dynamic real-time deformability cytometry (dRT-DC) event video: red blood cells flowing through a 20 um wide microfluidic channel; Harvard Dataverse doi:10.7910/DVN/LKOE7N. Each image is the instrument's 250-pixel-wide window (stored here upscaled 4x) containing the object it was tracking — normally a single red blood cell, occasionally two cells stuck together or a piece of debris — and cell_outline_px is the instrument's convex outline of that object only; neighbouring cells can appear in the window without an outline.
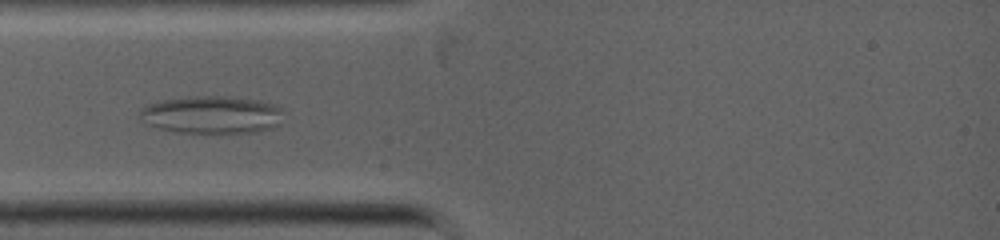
{"species": "common noctule bat (a hibernating species)", "species_latin": "Nyctalus noctula", "temperature_condition": "warm", "stored_images_in_passage": 44, "camera_frame_rate_fps": 5000, "um_per_image_px": 0.085, "animal": {"sex": "female", "body_mass_g": 19.0, "forearm_length_mm": 53.3}, "frame": {"image": 1, "passage_image": 5, "time_ms": 2.0, "image_size_px": [1000, 240], "cell_outline_px": [[280, 124], [268, 128], [252, 132], [216, 136], [176, 132], [144, 124], [140, 120], [140, 108], [148, 104], [164, 100], [188, 96], [228, 96], [260, 100], [276, 104], [280, 108]], "centroid_in_image_um": [17.96, 9.79], "position_along_channel_um": 67.0, "area_um2": 32.48}}
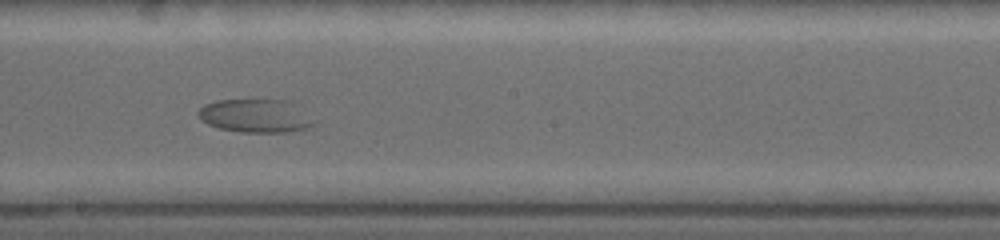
{"frame": {"image": 2, "passage_image": 20, "time_ms": 5.6, "image_size_px": [1000, 240], "cell_outline_px": [[320, 120], [316, 124], [308, 128], [288, 132], [240, 132], [220, 128], [208, 124], [200, 120], [196, 112], [204, 104], [216, 100], [292, 100]], "centroid_in_image_um": [21.83, 9.84], "position_along_channel_um": 226.4, "area_um2": 23.24}}
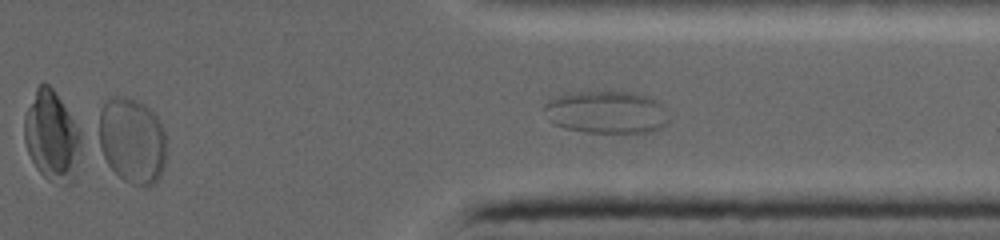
{"frame": {"image": 3, "passage_image": 35, "time_ms": 8.6, "image_size_px": [1000, 240], "cell_outline_px": [[668, 124], [652, 132], [584, 132], [564, 128], [552, 124], [548, 120], [544, 108], [544, 104], [568, 92], [624, 92], [648, 96], [656, 100], [668, 108]], "centroid_in_image_um": [51.58, 9.55], "position_along_channel_um": 359.8, "area_um2": 30.98}}